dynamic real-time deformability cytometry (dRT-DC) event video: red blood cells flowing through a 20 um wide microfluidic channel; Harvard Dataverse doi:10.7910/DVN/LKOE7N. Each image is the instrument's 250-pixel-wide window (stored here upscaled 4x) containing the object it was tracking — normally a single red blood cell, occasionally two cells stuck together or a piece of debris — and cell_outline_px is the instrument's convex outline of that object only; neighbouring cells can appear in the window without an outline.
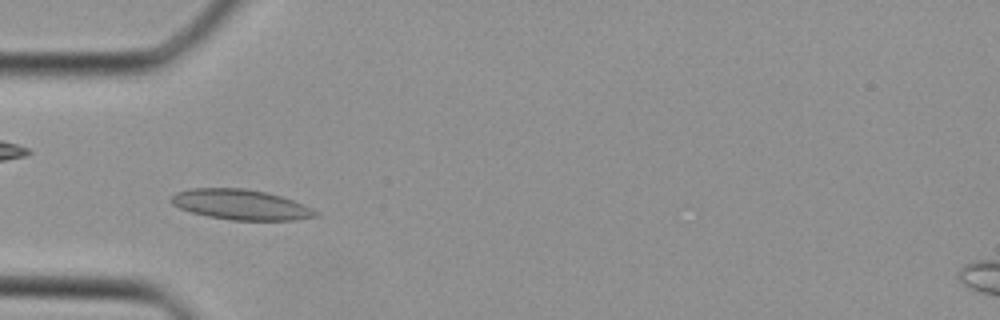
{"species": "Egyptian fruit bat (a non-hibernating species)", "species_latin": "Rousettus aegyptiacus", "temperature_condition": "cold", "stored_images_in_passage": 35, "camera_frame_rate_fps": 3000, "um_per_image_px": 0.085, "animal": {"sex": "female"}, "frame": {"image": 1, "passage_image": 8, "time_ms": 2.333, "image_size_px": [1000, 320], "cell_outline_px": [[320, 216], [292, 220], [232, 220], [208, 216], [192, 212], [180, 208], [172, 204], [168, 200], [176, 192], [188, 188], [244, 188], [268, 192], [304, 204], [320, 212]], "centroid_in_image_um": [20.48, 17.38], "position_along_channel_um": 64.5, "area_um2": 25.61}}
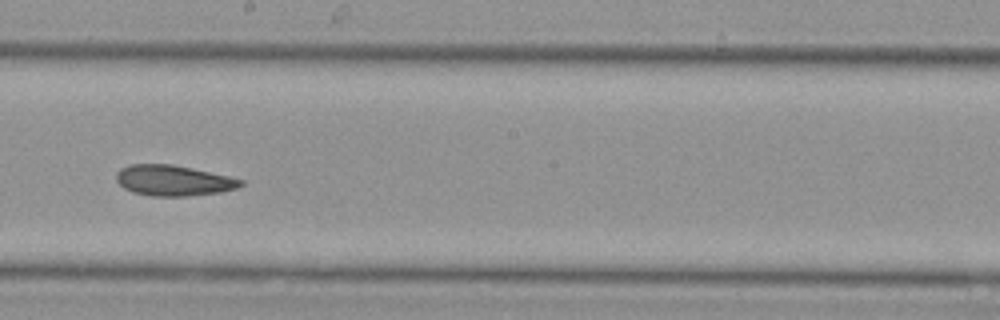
{"frame": {"image": 2, "passage_image": 18, "time_ms": 5.667, "image_size_px": [1000, 320], "cell_outline_px": [[244, 184], [236, 188], [220, 192], [184, 196], [152, 196], [132, 192], [124, 188], [116, 180], [116, 172], [120, 168], [128, 164], [172, 164], [192, 168], [228, 176], [244, 180]], "centroid_in_image_um": [14.71, 15.33], "position_along_channel_um": 233.5, "area_um2": 22.2}}
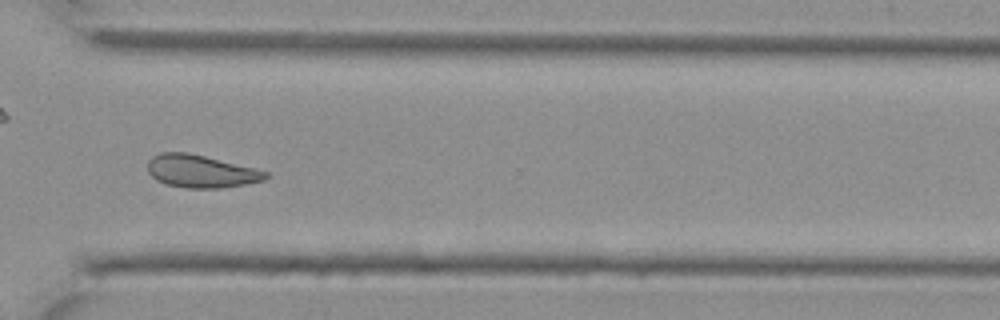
{"frame": {"image": 3, "passage_image": 25, "time_ms": 8.0, "image_size_px": [1000, 320], "cell_outline_px": [[268, 176], [264, 180], [244, 184], [220, 188], [184, 188], [168, 184], [156, 180], [148, 172], [148, 160], [152, 156], [160, 152], [188, 152], [256, 168], [268, 172]], "centroid_in_image_um": [17.06, 14.55], "position_along_channel_um": 353.5, "area_um2": 22.48}}